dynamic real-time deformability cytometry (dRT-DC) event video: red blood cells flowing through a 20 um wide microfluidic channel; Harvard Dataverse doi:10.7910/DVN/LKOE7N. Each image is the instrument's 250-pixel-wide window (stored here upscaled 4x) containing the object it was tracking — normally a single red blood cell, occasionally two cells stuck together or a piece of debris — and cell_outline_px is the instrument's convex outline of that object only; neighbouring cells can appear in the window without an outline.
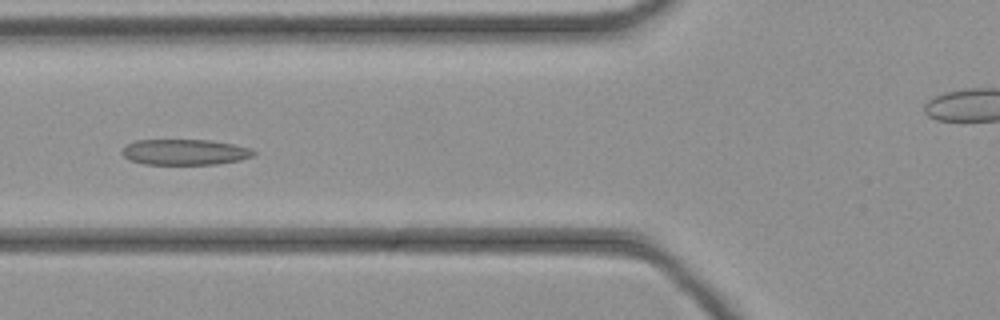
{"species": "common noctule bat (a hibernating species)", "species_latin": "Nyctalus noctula", "temperature_condition": "cold", "stored_images_in_passage": 25, "camera_frame_rate_fps": 3000, "um_per_image_px": 0.085, "animal": {"sex": "female", "body_mass_g": 21.9}, "frame": {"image": 1, "passage_image": 11, "time_ms": 3.333, "image_size_px": [1000, 320], "cell_outline_px": [[256, 152], [252, 156], [240, 160], [216, 164], [144, 164], [128, 160], [120, 152], [128, 144], [136, 140], [212, 140], [252, 148]], "centroid_in_image_um": [15.71, 12.93], "position_along_channel_um": 110.1, "area_um2": 19.71}}
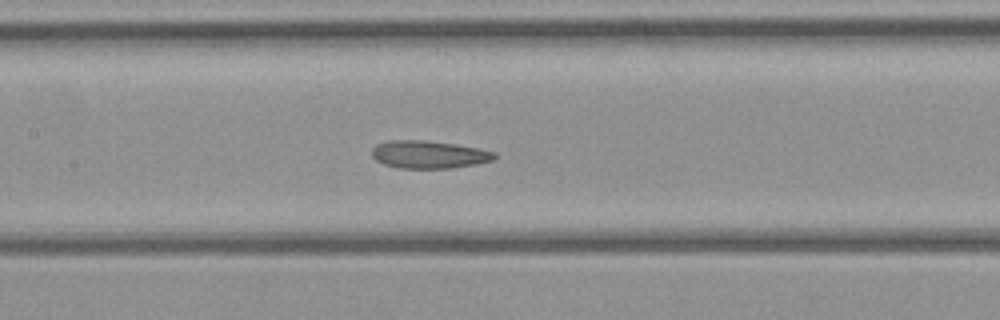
{"frame": {"image": 2, "passage_image": 15, "time_ms": 4.667, "image_size_px": [1000, 320], "cell_outline_px": [[496, 156], [492, 160], [476, 164], [452, 168], [400, 168], [384, 164], [376, 160], [372, 156], [372, 148], [376, 144], [388, 140], [424, 140], [456, 144], [496, 152]], "centroid_in_image_um": [36.43, 13.13], "position_along_channel_um": 171.0, "area_um2": 19.77}}
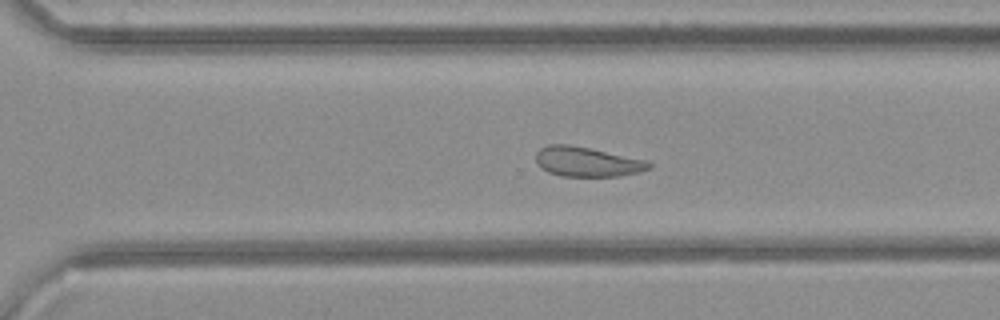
{"frame": {"image": 3, "passage_image": 25, "time_ms": 8.0, "image_size_px": [1000, 320], "cell_outline_px": [[652, 164], [648, 168], [640, 172], [620, 176], [560, 176], [548, 172], [540, 168], [536, 164], [536, 152], [540, 148], [548, 144], [568, 144], [588, 148], [644, 160]], "centroid_in_image_um": [49.82, 13.76], "position_along_channel_um": 320.8, "area_um2": 19.42}}